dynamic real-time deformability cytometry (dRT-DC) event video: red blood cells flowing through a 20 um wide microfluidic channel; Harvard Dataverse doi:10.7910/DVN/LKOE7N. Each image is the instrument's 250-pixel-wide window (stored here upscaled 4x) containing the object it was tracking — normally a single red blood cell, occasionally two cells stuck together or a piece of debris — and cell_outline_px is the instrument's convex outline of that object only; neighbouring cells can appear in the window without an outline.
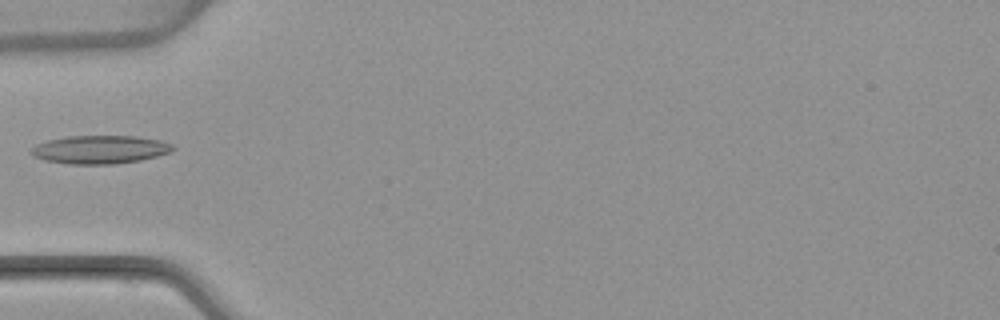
{"species": "common noctule bat (a hibernating species)", "species_latin": "Nyctalus noctula", "temperature_condition": "warm", "stored_images_in_passage": 5, "camera_frame_rate_fps": 3000, "um_per_image_px": 0.085, "animal": {"sex": "female", "body_mass_g": 22.7, "forearm_length_mm": 54.2}, "frame": {"image": 1, "passage_image": 4, "time_ms": 4.667, "image_size_px": [1000, 320], "cell_outline_px": [[176, 148], [172, 152], [140, 160], [116, 164], [68, 164], [44, 160], [32, 156], [28, 152], [36, 144], [48, 140], [68, 136], [136, 136], [160, 140], [172, 144]], "centroid_in_image_um": [8.49, 12.71], "position_along_channel_um": 76.5, "area_um2": 23.52}}
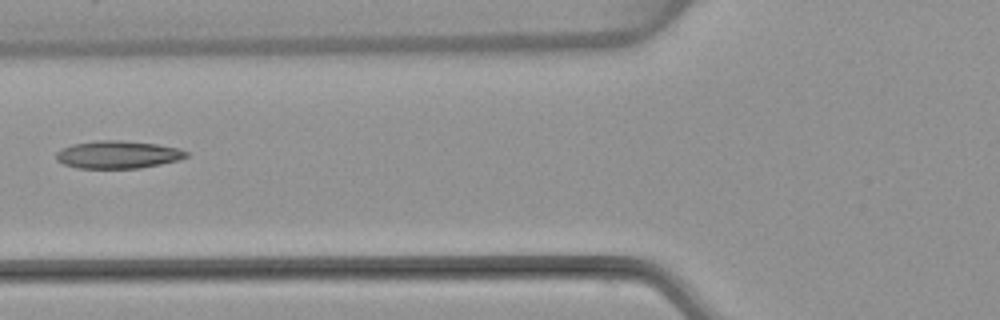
{"frame": {"image": 2, "passage_image": 5, "time_ms": 5.667, "image_size_px": [1000, 320], "cell_outline_px": [[188, 156], [180, 160], [140, 168], [76, 168], [64, 164], [56, 160], [56, 152], [72, 144], [96, 140], [120, 140], [156, 144], [180, 148], [188, 152]], "centroid_in_image_um": [10.03, 13.14], "position_along_channel_um": 115.8, "area_um2": 21.04}}